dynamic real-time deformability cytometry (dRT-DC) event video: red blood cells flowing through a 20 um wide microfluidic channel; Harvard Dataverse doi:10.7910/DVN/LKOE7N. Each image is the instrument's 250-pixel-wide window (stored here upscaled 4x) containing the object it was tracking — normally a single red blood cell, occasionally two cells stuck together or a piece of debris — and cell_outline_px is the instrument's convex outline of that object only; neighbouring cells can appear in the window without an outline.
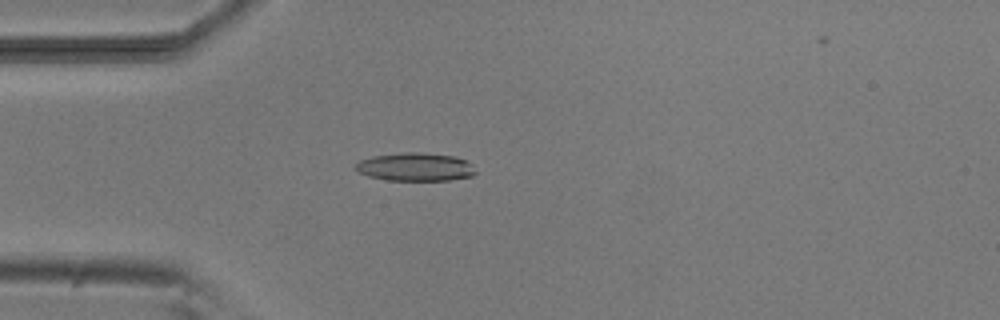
{"species": "common noctule bat (a hibernating species)", "species_latin": "Nyctalus noctula", "temperature_condition": "room temperature", "stored_images_in_passage": 41, "camera_frame_rate_fps": 3000, "um_per_image_px": 0.085, "animal": {"sex": "male", "body_mass_g": 20.5, "forearm_length_mm": 52.5}, "frame": {"image": 1, "passage_image": 8, "time_ms": 2.333, "image_size_px": [1000, 320], "cell_outline_px": [[476, 172], [472, 176], [448, 180], [388, 180], [368, 176], [360, 172], [356, 168], [356, 164], [360, 160], [372, 156], [404, 152], [416, 152], [456, 156], [472, 164]], "centroid_in_image_um": [35.32, 14.18], "position_along_channel_um": 49.7, "area_um2": 19.59}}
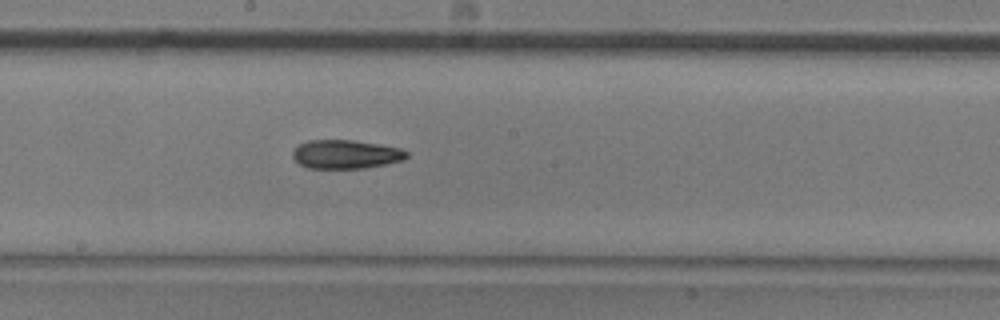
{"frame": {"image": 2, "passage_image": 22, "time_ms": 7.0, "image_size_px": [1000, 320], "cell_outline_px": [[408, 156], [404, 160], [364, 168], [308, 168], [300, 164], [292, 156], [292, 152], [300, 144], [308, 140], [352, 140], [400, 148], [408, 152]], "centroid_in_image_um": [29.39, 13.11], "position_along_channel_um": 218.8, "area_um2": 18.9}}
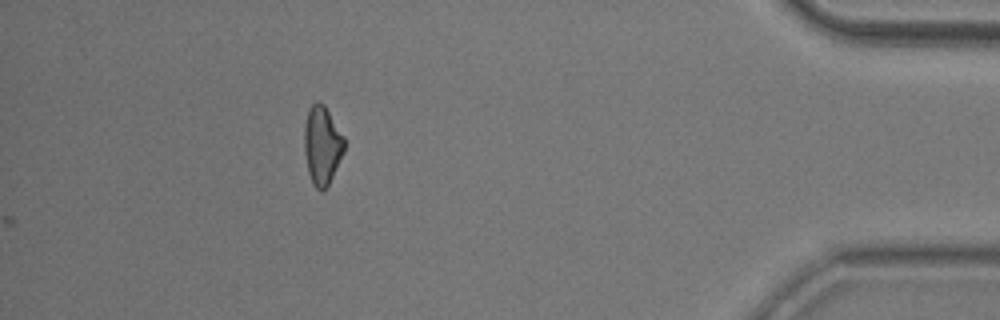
{"frame": {"image": 3, "passage_image": 41, "time_ms": 13.333, "image_size_px": [1000, 320], "cell_outline_px": [[344, 152], [324, 192], [320, 192], [312, 184], [308, 172], [304, 152], [304, 128], [308, 112], [312, 104], [316, 100], [320, 100], [324, 104], [344, 136]], "centroid_in_image_um": [27.37, 12.35], "position_along_channel_um": 407.8, "area_um2": 18.38}, "authors_computed_cell_mechanics": {"area_um2": 19.074, "velocity_mm_per_s": 3.8248, "shape_relaxation_time_tau1_ms": 7.1304, "shape_relaxation_time_tau2_ms": 10.6179, "deformation_change_tau1": 0.1658, "deformation_change_tau2": 0.248}}